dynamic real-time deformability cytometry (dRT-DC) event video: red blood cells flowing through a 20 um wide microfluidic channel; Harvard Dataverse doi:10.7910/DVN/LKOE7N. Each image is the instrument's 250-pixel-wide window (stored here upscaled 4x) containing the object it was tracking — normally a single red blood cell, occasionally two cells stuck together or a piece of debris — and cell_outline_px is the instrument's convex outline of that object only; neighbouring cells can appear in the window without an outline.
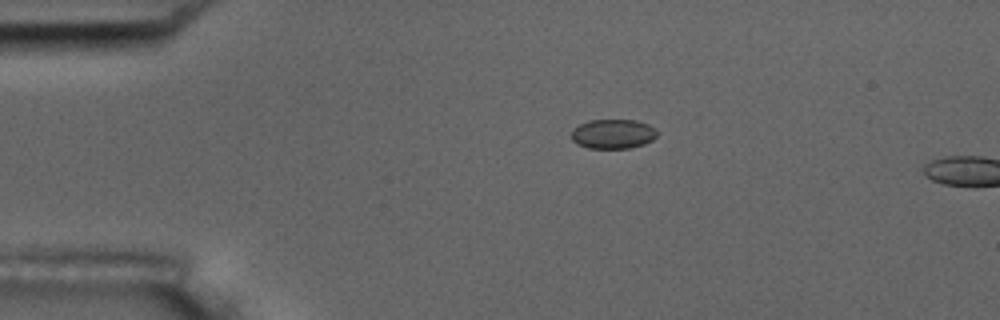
{"species": "common noctule bat (a hibernating species)", "species_latin": "Nyctalus noctula", "temperature_condition": "room temperature", "stored_images_in_passage": 2, "camera_frame_rate_fps": 3000, "um_per_image_px": 0.085, "animal": {"sex": "male", "body_mass_g": 17.5, "forearm_length_mm": 52.3}, "frame": {"image": 1, "passage_image": 1, "time_ms": 0.0, "image_size_px": [1000, 320], "cell_outline_px": [[656, 136], [652, 140], [644, 144], [628, 148], [588, 148], [576, 144], [572, 140], [572, 128], [588, 120], [636, 120], [648, 124], [656, 132]], "centroid_in_image_um": [52.06, 11.38], "position_along_channel_um": 32.9, "area_um2": 14.68}}